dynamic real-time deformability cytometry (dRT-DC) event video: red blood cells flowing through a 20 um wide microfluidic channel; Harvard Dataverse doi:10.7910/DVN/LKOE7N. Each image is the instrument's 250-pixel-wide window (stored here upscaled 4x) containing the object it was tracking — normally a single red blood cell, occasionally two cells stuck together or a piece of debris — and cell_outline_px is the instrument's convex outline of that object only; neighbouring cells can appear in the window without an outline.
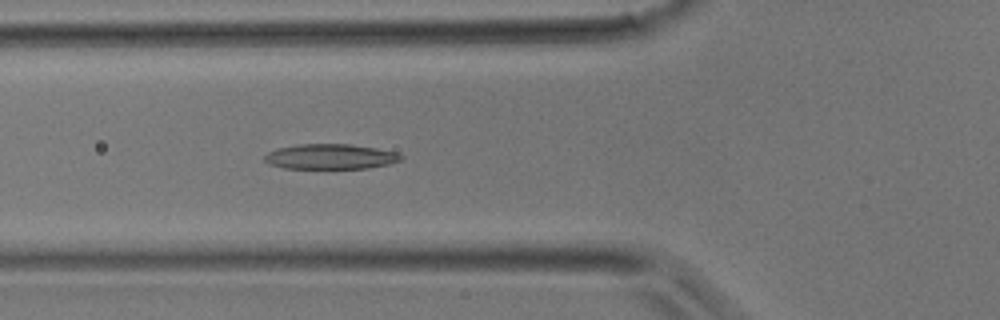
{"species": "common noctule bat (a hibernating species)", "species_latin": "Nyctalus noctula", "temperature_condition": "room temperature", "stored_images_in_passage": 13, "camera_frame_rate_fps": 3000, "um_per_image_px": 0.085, "animal": {"sex": "male", "body_mass_g": 17.9}, "frame": {"image": 1, "passage_image": 6, "time_ms": 1.667, "image_size_px": [1000, 320], "cell_outline_px": [[404, 160], [388, 164], [368, 168], [284, 168], [268, 164], [264, 160], [264, 156], [268, 152], [280, 148], [300, 144], [348, 144], [376, 148], [396, 152], [404, 156]], "centroid_in_image_um": [28.12, 13.31], "position_along_channel_um": 97.7, "area_um2": 19.94}}
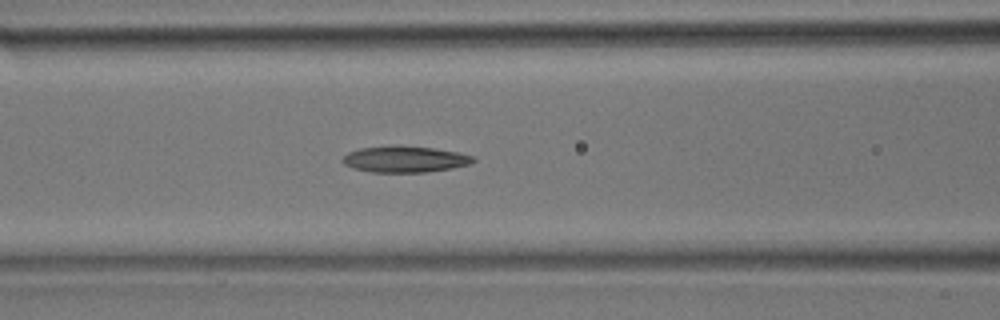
{"frame": {"image": 2, "passage_image": 8, "time_ms": 2.333, "image_size_px": [1000, 320], "cell_outline_px": [[476, 160], [468, 164], [452, 168], [424, 172], [372, 172], [352, 168], [344, 164], [340, 160], [348, 152], [360, 148], [388, 144], [396, 144], [432, 148], [460, 152], [472, 156]], "centroid_in_image_um": [34.36, 13.51], "position_along_channel_um": 132.2, "area_um2": 20.29}}
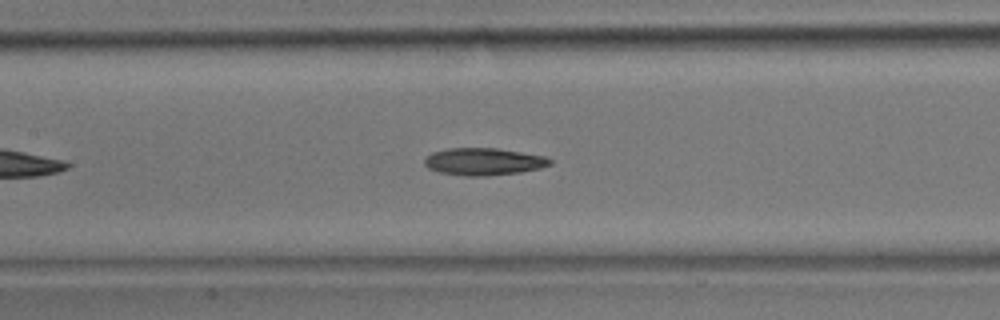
{"frame": {"image": 3, "passage_image": 10, "time_ms": 3.0, "image_size_px": [1000, 320], "cell_outline_px": [[552, 164], [540, 168], [520, 172], [484, 176], [464, 176], [440, 172], [428, 168], [424, 164], [424, 160], [432, 152], [444, 148], [496, 148], [544, 156], [552, 160]], "centroid_in_image_um": [41.09, 13.73], "position_along_channel_um": 166.3, "area_um2": 19.88}}